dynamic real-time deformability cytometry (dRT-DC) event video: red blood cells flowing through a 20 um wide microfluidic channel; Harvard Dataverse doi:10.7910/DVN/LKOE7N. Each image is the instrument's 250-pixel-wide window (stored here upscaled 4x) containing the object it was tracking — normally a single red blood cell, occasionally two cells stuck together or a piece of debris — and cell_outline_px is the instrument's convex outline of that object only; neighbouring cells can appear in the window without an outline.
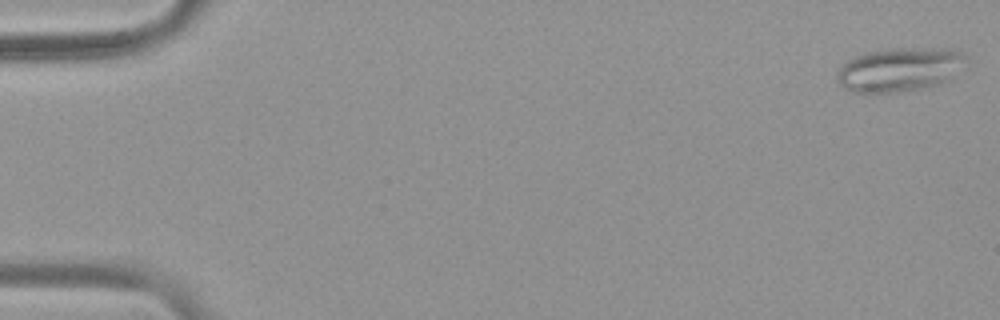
{"species": "common noctule bat (a hibernating species)", "species_latin": "Nyctalus noctula", "temperature_condition": "warm", "stored_images_in_passage": 54, "segment_of_instrument_passage": [1, 2], "camera_frame_rate_fps": 3000, "um_per_image_px": 0.085, "animal": {"sex": "female", "body_mass_g": 19.9}, "frame": {"image": 1, "passage_image": 1, "time_ms": 0.0, "image_size_px": [1000, 320], "cell_outline_px": [[968, 60], [952, 80], [944, 84], [924, 88], [868, 96], [848, 92], [836, 80], [836, 72], [840, 64], [864, 52], [892, 48], [948, 48], [960, 52], [968, 56]], "centroid_in_image_um": [76.44, 5.95], "position_along_channel_um": 8.6, "area_um2": 34.51}}